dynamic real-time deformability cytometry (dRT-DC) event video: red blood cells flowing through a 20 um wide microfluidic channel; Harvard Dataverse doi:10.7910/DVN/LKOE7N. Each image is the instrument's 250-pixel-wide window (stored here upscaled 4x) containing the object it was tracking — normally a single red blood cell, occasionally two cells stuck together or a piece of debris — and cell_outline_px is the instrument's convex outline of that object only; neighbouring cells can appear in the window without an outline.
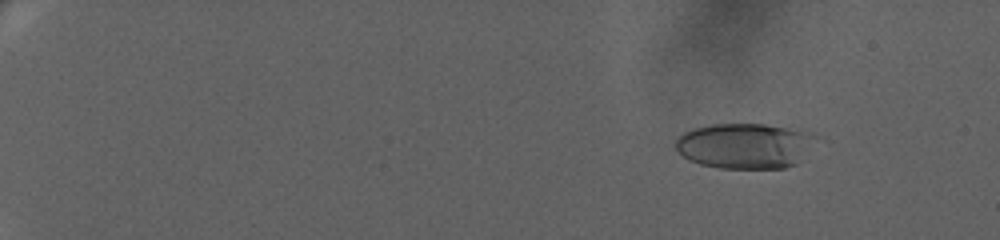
{"species": "human", "species_latin": "Homo sapiens", "temperature_condition": "warm", "stored_images_in_passage": 63, "camera_frame_rate_fps": 3000, "um_per_image_px": 0.085, "donor": {"sex": "female"}, "frame": {"image": 1, "passage_image": 5, "time_ms": 1.333, "image_size_px": [1000, 240], "cell_outline_px": [[816, 132], [796, 164], [784, 168], [720, 168], [700, 164], [688, 160], [676, 148], [676, 140], [684, 132], [692, 128], [712, 124], [764, 124], [804, 128]], "centroid_in_image_um": [63.29, 12.36], "position_along_channel_um": 21.7, "area_um2": 36.99}}
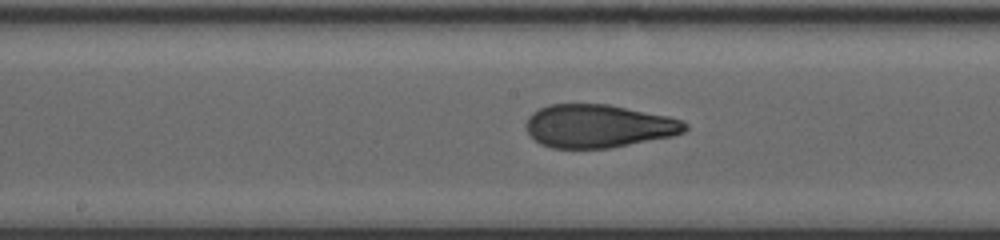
{"frame": {"image": 2, "passage_image": 36, "time_ms": 11.667, "image_size_px": [1000, 240], "cell_outline_px": [[688, 128], [684, 132], [672, 136], [608, 148], [552, 148], [540, 144], [528, 132], [528, 116], [532, 112], [548, 104], [608, 104], [668, 116], [680, 120], [688, 124]], "centroid_in_image_um": [50.87, 10.71], "position_along_channel_um": 197.3, "area_um2": 39.71}}
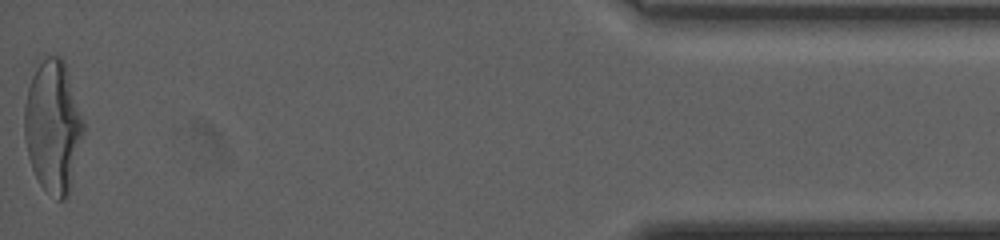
{"frame": {"image": 3, "passage_image": 63, "time_ms": 20.667, "image_size_px": [1000, 240], "cell_outline_px": [[84, 132], [72, 184], [68, 196], [64, 200], [56, 200], [40, 184], [32, 168], [28, 156], [24, 136], [24, 104], [36, 56], [44, 52], [60, 56], [64, 60], [84, 120]], "centroid_in_image_um": [4.49, 10.65], "position_along_channel_um": 430.7, "area_um2": 46.76}, "authors_computed_cell_mechanics": {"area_um2": 39.593, "velocity_mm_per_s": 3.332, "shape_relaxation_time_tau1_ms": 6.7771, "shape_relaxation_time_tau2_ms": 1.0732, "deformation_change_tau1": 0.2508, "deformation_change_tau2": 0.0803}}